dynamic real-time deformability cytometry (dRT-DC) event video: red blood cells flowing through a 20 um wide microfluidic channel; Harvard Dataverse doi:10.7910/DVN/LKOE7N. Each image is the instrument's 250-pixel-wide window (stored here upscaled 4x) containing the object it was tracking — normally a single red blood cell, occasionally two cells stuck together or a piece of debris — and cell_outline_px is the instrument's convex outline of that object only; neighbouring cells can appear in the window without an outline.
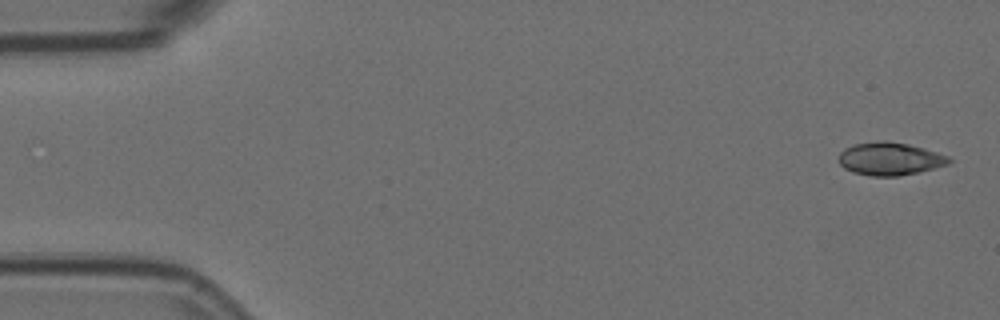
{"species": "Egyptian fruit bat (a non-hibernating species)", "species_latin": "Rousettus aegyptiacus", "temperature_condition": "room temperature", "stored_images_in_passage": 3, "camera_frame_rate_fps": 3000, "um_per_image_px": 0.085, "animal": {"sex": "female"}, "frame": {"image": 1, "passage_image": 1, "time_ms": 0.0, "image_size_px": [1000, 320], "cell_outline_px": [[952, 160], [948, 164], [900, 176], [872, 176], [852, 172], [844, 168], [840, 164], [840, 152], [844, 148], [856, 144], [884, 140], [908, 144], [924, 148], [948, 156]], "centroid_in_image_um": [75.63, 13.5], "position_along_channel_um": 9.4, "area_um2": 20.87}}